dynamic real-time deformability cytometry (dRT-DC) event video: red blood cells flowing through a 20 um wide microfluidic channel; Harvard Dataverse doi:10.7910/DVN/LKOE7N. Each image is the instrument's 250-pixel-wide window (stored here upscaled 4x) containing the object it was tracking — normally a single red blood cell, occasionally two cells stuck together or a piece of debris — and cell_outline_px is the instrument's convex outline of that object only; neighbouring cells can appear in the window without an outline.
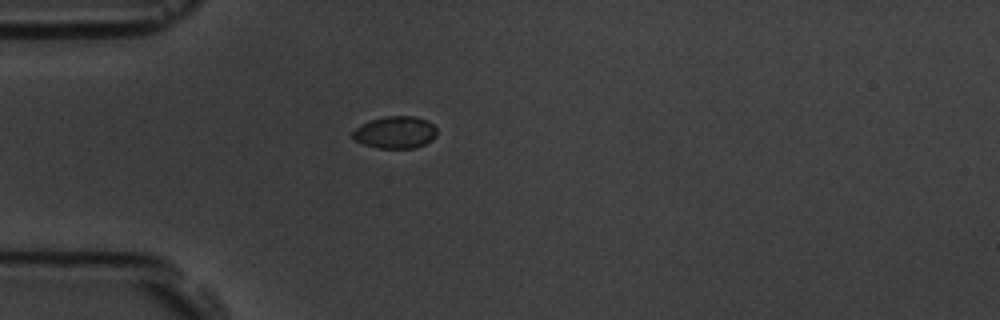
{"species": "common noctule bat (a hibernating species)", "species_latin": "Nyctalus noctula", "temperature_condition": "room temperature", "stored_images_in_passage": 1, "camera_frame_rate_fps": 3000, "um_per_image_px": 0.085, "animal": {"sex": "male", "body_mass_g": 19.5, "forearm_length_mm": 54.6}, "frame": {"image": 1, "passage_image": 1, "time_ms": 0.0, "image_size_px": [1000, 320], "cell_outline_px": [[436, 136], [432, 140], [416, 148], [376, 148], [352, 140], [352, 132], [356, 128], [368, 120], [384, 116], [416, 116], [428, 120], [436, 128]], "centroid_in_image_um": [33.58, 11.24], "position_along_channel_um": 51.4, "area_um2": 16.01}}